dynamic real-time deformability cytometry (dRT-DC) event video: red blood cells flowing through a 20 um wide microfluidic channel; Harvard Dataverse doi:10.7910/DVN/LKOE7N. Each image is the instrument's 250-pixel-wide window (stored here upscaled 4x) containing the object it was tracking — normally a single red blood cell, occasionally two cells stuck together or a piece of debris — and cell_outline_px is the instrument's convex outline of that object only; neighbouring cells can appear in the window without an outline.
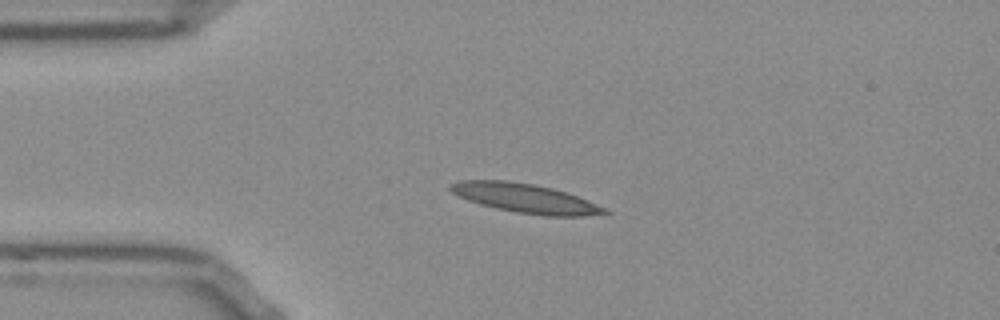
{"species": "Egyptian fruit bat (a non-hibernating species)", "species_latin": "Rousettus aegyptiacus", "temperature_condition": "room temperature", "stored_images_in_passage": 42, "camera_frame_rate_fps": 3000, "um_per_image_px": 0.085, "frame": {"image": 1, "passage_image": 1, "time_ms": 0.0, "image_size_px": [1000, 320], "cell_outline_px": [[612, 212], [584, 216], [544, 216], [516, 212], [496, 208], [480, 204], [468, 200], [452, 192], [448, 188], [448, 184], [460, 180], [508, 180], [532, 184], [552, 188], [568, 192], [596, 204]], "centroid_in_image_um": [44.62, 16.84], "position_along_channel_um": 40.4, "area_um2": 26.13}}
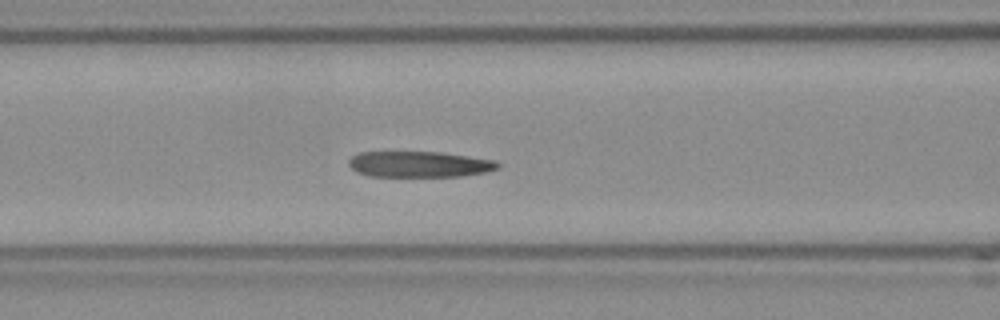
{"frame": {"image": 2, "passage_image": 10, "time_ms": 3.0, "image_size_px": [1000, 320], "cell_outline_px": [[500, 168], [488, 172], [460, 176], [368, 176], [356, 172], [348, 164], [348, 160], [352, 156], [360, 152], [440, 152], [496, 160], [500, 164]], "centroid_in_image_um": [35.66, 13.96], "position_along_channel_um": 130.9, "area_um2": 22.6}}
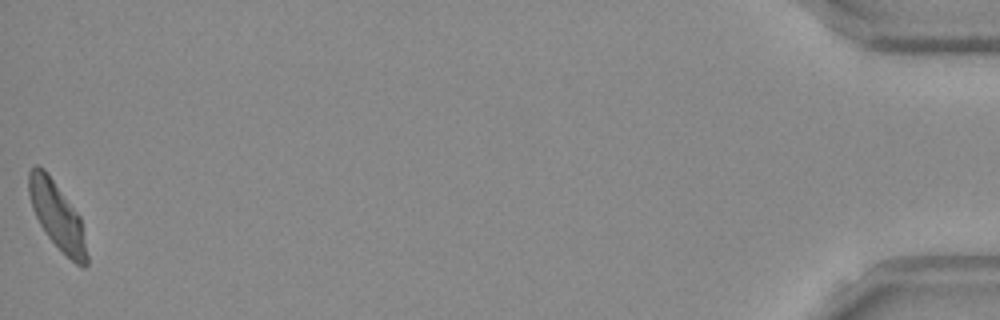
{"frame": {"image": 3, "passage_image": 42, "time_ms": 13.667, "image_size_px": [1000, 320], "cell_outline_px": [[88, 264], [84, 268], [76, 264], [48, 236], [40, 224], [32, 208], [28, 192], [28, 172], [36, 164], [44, 168], [48, 172], [80, 216], [88, 256]], "centroid_in_image_um": [4.85, 18.3], "position_along_channel_um": 430.3, "area_um2": 22.48}, "authors_computed_cell_mechanics": {"area_um2": 23.3512, "velocity_mm_per_s": 3.7723, "shape_relaxation_time_tau1_ms": 7.1211, "shape_relaxation_time_tau2_ms": 1.86, "deformation_change_tau1": 0.2433, "deformation_change_tau2": 0.1046}}